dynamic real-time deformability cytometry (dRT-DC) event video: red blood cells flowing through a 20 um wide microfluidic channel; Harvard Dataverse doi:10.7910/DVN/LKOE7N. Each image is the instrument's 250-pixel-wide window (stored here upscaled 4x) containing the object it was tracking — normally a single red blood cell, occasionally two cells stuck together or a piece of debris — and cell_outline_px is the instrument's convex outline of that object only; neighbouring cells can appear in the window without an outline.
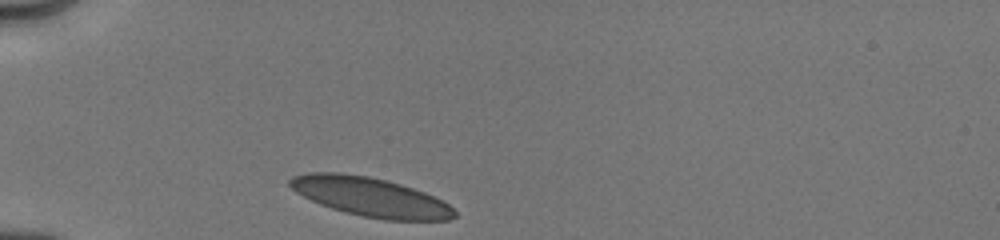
{"species": "human", "species_latin": "Homo sapiens", "temperature_condition": "cold", "stored_images_in_passage": 19, "camera_frame_rate_fps": 3000, "um_per_image_px": 0.085, "donor": {"sex": "male"}, "frame": {"image": 1, "passage_image": 1, "time_ms": 0.0, "image_size_px": [1000, 240], "cell_outline_px": [[456, 216], [448, 220], [384, 220], [344, 212], [320, 204], [296, 192], [288, 184], [288, 180], [292, 176], [308, 172], [340, 172], [368, 176], [400, 184], [424, 192], [448, 204], [456, 212]], "centroid_in_image_um": [31.45, 16.73], "position_along_channel_um": 53.5, "area_um2": 37.22}}
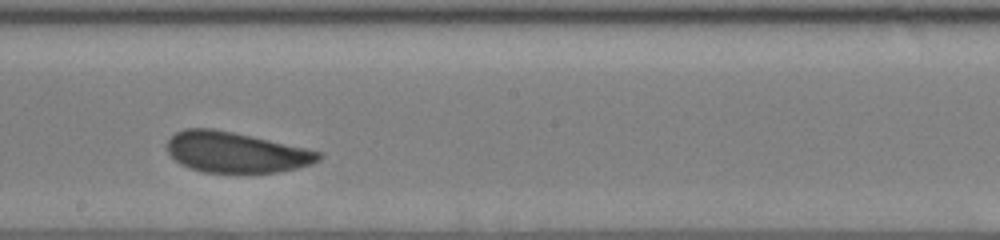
{"frame": {"image": 2, "passage_image": 11, "time_ms": 5.0, "image_size_px": [1000, 240], "cell_outline_px": [[324, 156], [320, 160], [312, 164], [280, 172], [204, 172], [188, 168], [180, 164], [168, 152], [168, 140], [176, 132], [184, 128], [212, 128], [252, 136], [304, 148], [320, 152]], "centroid_in_image_um": [20.04, 12.94], "position_along_channel_um": 228.2, "area_um2": 35.6}}
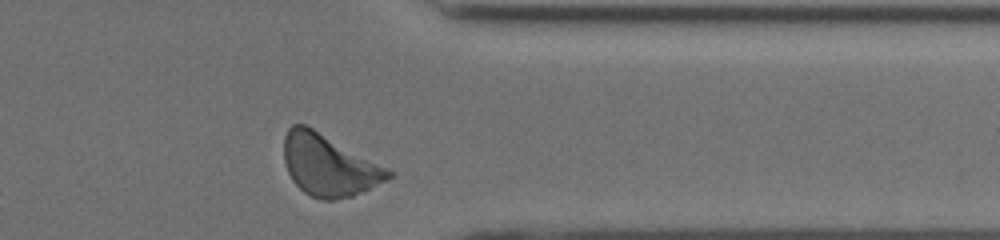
{"frame": {"image": 3, "passage_image": 19, "time_ms": 9.0, "image_size_px": [1000, 240], "cell_outline_px": [[396, 172], [388, 180], [352, 196], [336, 200], [320, 200], [304, 192], [292, 180], [288, 172], [284, 160], [284, 136], [288, 128], [292, 124], [304, 124], [312, 128]], "centroid_in_image_um": [27.95, 14.06], "position_along_channel_um": 383.4, "area_um2": 37.22}, "authors_computed_cell_mechanics": {"area_um2": 36.414, "velocity_mm_per_s": 3.957, "shape_relaxation_time_tau1_ms": 2.9268, "shape_relaxation_time_tau2_ms": 1.3178, "deformation_change_tau1": 0.0914, "deformation_change_tau2": 0.081}}